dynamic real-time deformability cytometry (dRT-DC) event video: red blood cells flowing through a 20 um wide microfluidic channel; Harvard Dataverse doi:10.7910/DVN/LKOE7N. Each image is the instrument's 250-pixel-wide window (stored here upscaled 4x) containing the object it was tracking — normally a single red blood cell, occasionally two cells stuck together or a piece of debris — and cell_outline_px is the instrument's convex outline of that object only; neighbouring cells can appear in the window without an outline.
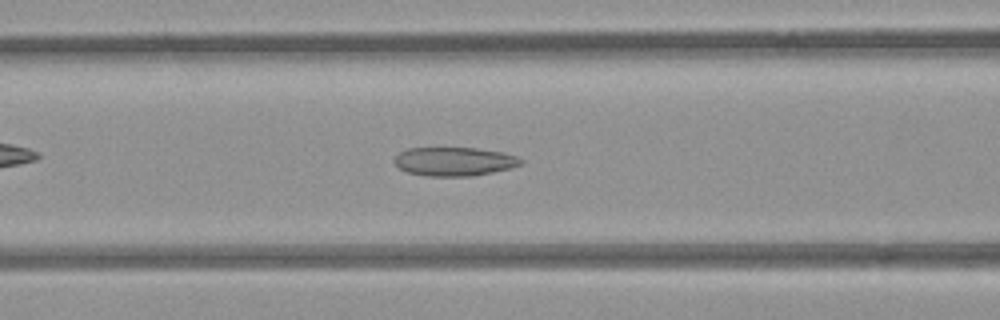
{"species": "common noctule bat (a hibernating species)", "species_latin": "Nyctalus noctula", "temperature_condition": "room temperature", "stored_images_in_passage": 52, "camera_frame_rate_fps": 3000, "um_per_image_px": 0.085, "animal": {"sex": "female", "body_mass_g": 21.9}, "frame": {"image": 1, "passage_image": 21, "time_ms": 6.667, "image_size_px": [1000, 320], "cell_outline_px": [[524, 160], [520, 164], [508, 168], [492, 172], [472, 176], [428, 176], [408, 172], [400, 168], [392, 160], [400, 152], [408, 148], [476, 148], [500, 152], [516, 156]], "centroid_in_image_um": [38.58, 13.72], "position_along_channel_um": 128.0, "area_um2": 20.92}}
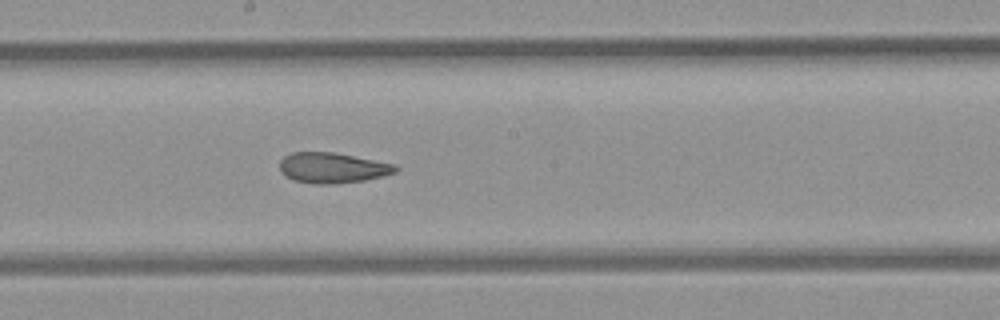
{"frame": {"image": 2, "passage_image": 28, "time_ms": 9.0, "image_size_px": [1000, 320], "cell_outline_px": [[400, 168], [396, 172], [384, 176], [364, 180], [336, 184], [312, 184], [292, 180], [280, 172], [280, 160], [284, 156], [292, 152], [332, 152], [396, 164]], "centroid_in_image_um": [28.26, 14.27], "position_along_channel_um": 219.9, "area_um2": 20.75}}
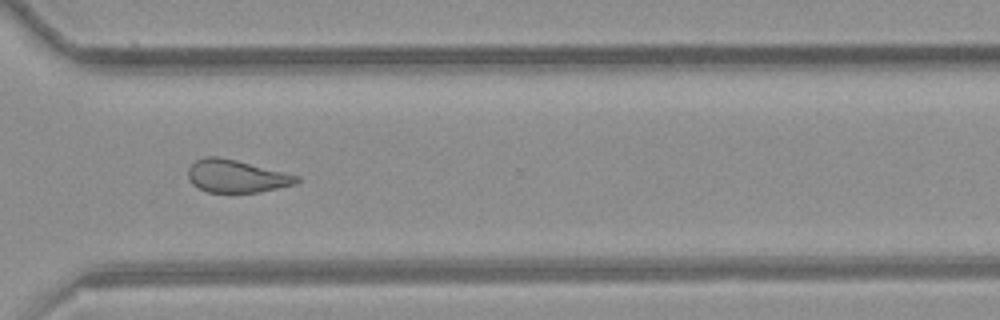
{"frame": {"image": 3, "passage_image": 38, "time_ms": 12.333, "image_size_px": [1000, 320], "cell_outline_px": [[300, 180], [296, 184], [260, 192], [208, 192], [192, 184], [188, 180], [188, 168], [196, 160], [204, 156], [216, 156], [236, 160], [300, 176]], "centroid_in_image_um": [20.09, 14.97], "position_along_channel_um": 350.5, "area_um2": 20.63}, "authors_computed_cell_mechanics": {"area_um2": 22.4553, "velocity_mm_per_s": 3.9364, "shape_relaxation_time_tau1_ms": null, "shape_relaxation_time_tau2_ms": 2.7178, "deformation_change_tau1": null, "deformation_change_tau2": 0.1151}}